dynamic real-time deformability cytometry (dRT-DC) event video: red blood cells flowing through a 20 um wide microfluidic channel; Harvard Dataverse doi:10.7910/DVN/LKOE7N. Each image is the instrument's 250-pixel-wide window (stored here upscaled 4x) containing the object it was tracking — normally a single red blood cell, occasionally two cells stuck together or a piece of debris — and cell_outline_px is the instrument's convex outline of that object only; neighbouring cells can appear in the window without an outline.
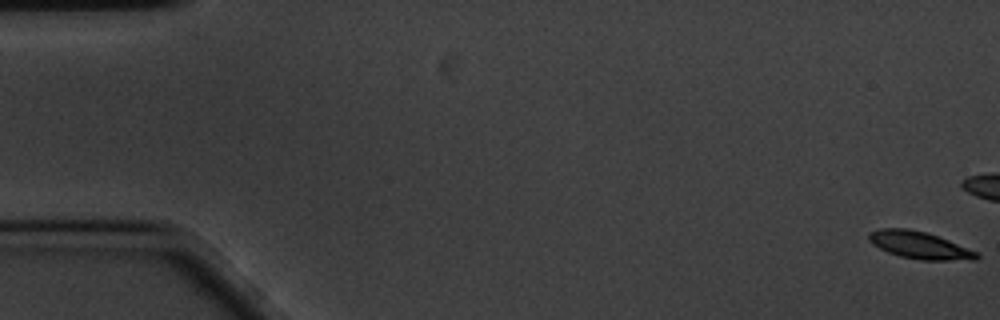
{"species": "common noctule bat (a hibernating species)", "species_latin": "Nyctalus noctula", "temperature_condition": "cold", "stored_images_in_passage": 18, "camera_frame_rate_fps": 3000, "um_per_image_px": 0.085, "animal": {"sex": "male", "body_mass_g": 20.1, "forearm_length_mm": 53.5}, "frame": {"image": 1, "passage_image": 1, "time_ms": 0.0, "image_size_px": [1000, 320], "cell_outline_px": [[980, 256], [976, 260], [920, 260], [900, 256], [888, 252], [872, 244], [868, 240], [868, 232], [880, 228], [908, 228], [928, 232], [948, 240], [976, 252]], "centroid_in_image_um": [78.12, 20.83], "position_along_channel_um": 6.9, "area_um2": 17.11}}